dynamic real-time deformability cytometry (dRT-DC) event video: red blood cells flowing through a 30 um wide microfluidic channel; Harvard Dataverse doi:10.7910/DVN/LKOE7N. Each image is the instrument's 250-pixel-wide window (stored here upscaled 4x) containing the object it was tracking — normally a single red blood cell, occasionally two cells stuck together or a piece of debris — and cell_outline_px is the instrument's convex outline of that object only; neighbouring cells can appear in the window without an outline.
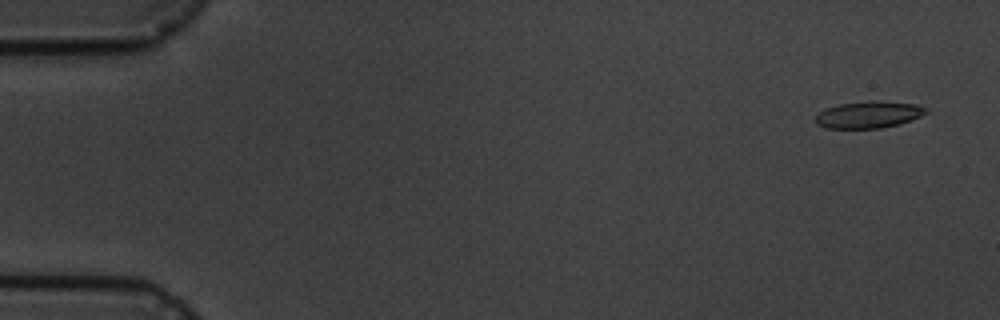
{"species": "common noctule bat (a hibernating species)", "species_latin": "Nyctalus noctula", "temperature_condition": "cold", "stored_images_in_passage": 15, "camera_frame_rate_fps": 3000, "um_per_image_px": 0.085, "animal": {"sex": "male", "body_mass_g": 19.5, "forearm_length_mm": 54.6}, "frame": {"image": 1, "passage_image": 1, "time_ms": 0.0, "image_size_px": [1000, 320], "cell_outline_px": [[928, 112], [912, 120], [900, 124], [880, 128], [824, 128], [816, 124], [816, 116], [824, 108], [840, 104], [868, 100], [880, 100], [916, 104], [928, 108]], "centroid_in_image_um": [73.85, 9.73], "position_along_channel_um": 11.1, "area_um2": 17.51}}
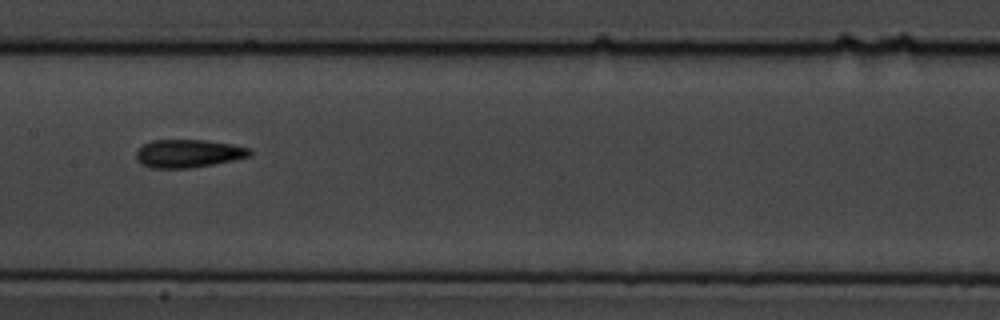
{"frame": {"image": 2, "passage_image": 8, "time_ms": 8.667, "image_size_px": [1000, 320], "cell_outline_px": [[252, 156], [192, 168], [152, 168], [140, 164], [136, 160], [136, 152], [144, 144], [152, 140], [204, 140], [232, 144], [252, 148]], "centroid_in_image_um": [16.02, 13.05], "position_along_channel_um": 191.4, "area_um2": 18.67}}
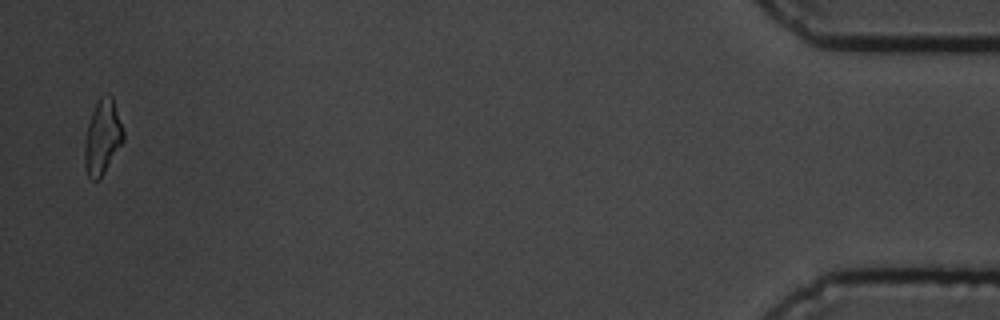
{"frame": {"image": 3, "passage_image": 15, "time_ms": 17.667, "image_size_px": [1000, 320], "cell_outline_px": [[124, 140], [104, 172], [96, 180], [92, 180], [88, 176], [84, 164], [84, 144], [88, 124], [92, 112], [100, 96], [108, 92], [112, 96], [124, 132]], "centroid_in_image_um": [8.7, 11.63], "position_along_channel_um": 426.5, "area_um2": 16.65}, "authors_computed_cell_mechanics": {"area_um2": 17.918, "velocity_mm_per_s": 3.5644, "shape_relaxation_time_tau1_ms": 2.7722, "shape_relaxation_time_tau2_ms": 2.2025, "deformation_change_tau1": 0.1155, "deformation_change_tau2": 0.091}}